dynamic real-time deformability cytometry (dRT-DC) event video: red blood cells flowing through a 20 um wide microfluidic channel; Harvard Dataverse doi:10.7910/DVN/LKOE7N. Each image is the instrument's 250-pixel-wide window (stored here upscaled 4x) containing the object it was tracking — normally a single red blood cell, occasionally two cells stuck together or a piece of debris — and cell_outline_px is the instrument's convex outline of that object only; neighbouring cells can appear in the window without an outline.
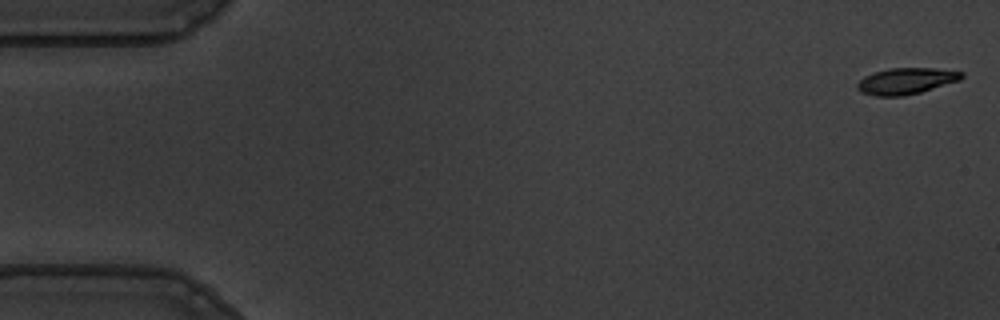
{"species": "common noctule bat (a hibernating species)", "species_latin": "Nyctalus noctula", "temperature_condition": "warm", "stored_images_in_passage": 56, "camera_frame_rate_fps": 3000, "um_per_image_px": 0.085, "animal": {"sex": "male", "body_mass_g": 19.5, "forearm_length_mm": 54.6}, "frame": {"image": 1, "passage_image": 1, "time_ms": 0.0, "image_size_px": [1000, 320], "cell_outline_px": [[964, 76], [960, 80], [920, 92], [904, 96], [876, 96], [860, 92], [856, 88], [856, 84], [864, 76], [872, 72], [888, 68], [936, 68], [964, 72]], "centroid_in_image_um": [76.99, 6.88], "position_along_channel_um": 8.0, "area_um2": 16.13}}
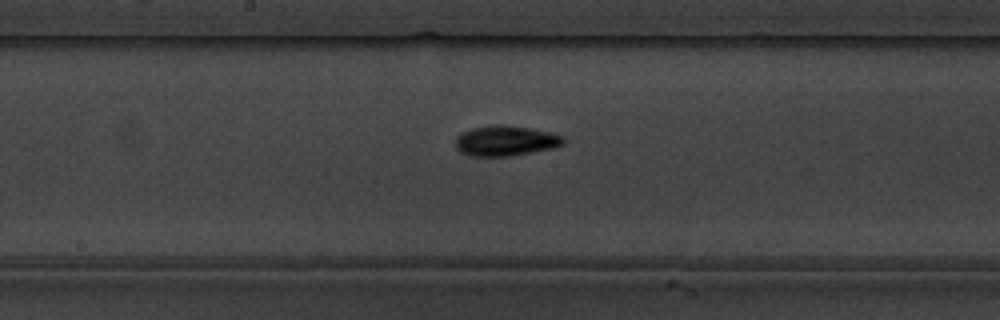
{"frame": {"image": 2, "passage_image": 29, "time_ms": 9.333, "image_size_px": [1000, 320], "cell_outline_px": [[568, 140], [564, 144], [552, 148], [532, 152], [508, 156], [472, 156], [460, 152], [456, 148], [456, 136], [472, 128], [500, 124], [528, 128], [548, 132], [564, 136]], "centroid_in_image_um": [42.99, 11.97], "position_along_channel_um": 205.2, "area_um2": 18.9}}
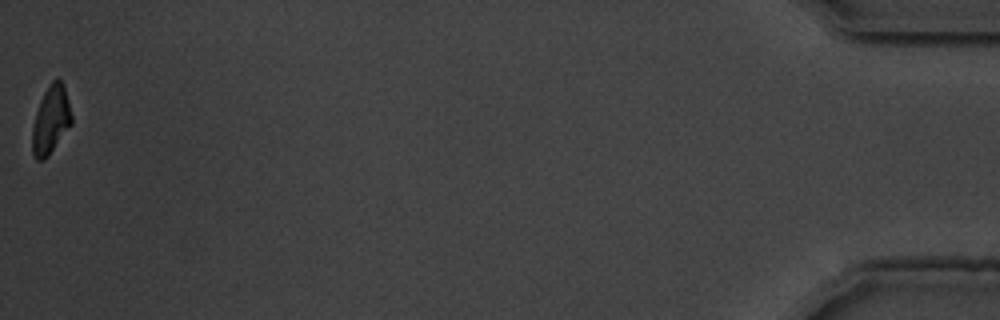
{"frame": {"image": 3, "passage_image": 56, "time_ms": 18.333, "image_size_px": [1000, 320], "cell_outline_px": [[72, 124], [48, 156], [44, 160], [36, 160], [32, 152], [32, 128], [36, 112], [40, 100], [44, 92], [52, 80], [60, 80], [64, 84], [72, 116]], "centroid_in_image_um": [4.32, 10.21], "position_along_channel_um": 430.9, "area_um2": 15.55}, "authors_computed_cell_mechanics": {"area_um2": 17.0799, "velocity_mm_per_s": 3.5912, "shape_relaxation_time_tau1_ms": 3.6772, "shape_relaxation_time_tau2_ms": 5.2619, "deformation_change_tau1": 0.1696, "deformation_change_tau2": 0.0948}}